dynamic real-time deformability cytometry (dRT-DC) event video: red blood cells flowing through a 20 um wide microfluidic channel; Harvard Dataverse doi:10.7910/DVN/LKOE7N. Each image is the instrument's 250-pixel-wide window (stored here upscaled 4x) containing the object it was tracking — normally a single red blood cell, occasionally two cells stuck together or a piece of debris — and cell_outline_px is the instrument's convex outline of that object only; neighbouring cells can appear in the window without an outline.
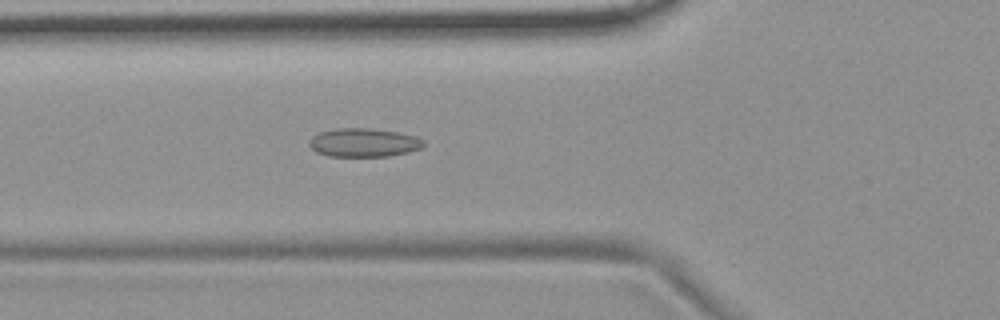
{"species": "common noctule bat (a hibernating species)", "species_latin": "Nyctalus noctula", "temperature_condition": "room temperature", "stored_images_in_passage": 55, "camera_frame_rate_fps": 3000, "um_per_image_px": 0.085, "animal": {"sex": "female", "body_mass_g": 19.9}, "frame": {"image": 1, "passage_image": 20, "time_ms": 6.333, "image_size_px": [1000, 320], "cell_outline_px": [[424, 148], [408, 152], [388, 156], [328, 156], [316, 152], [308, 144], [308, 140], [312, 136], [320, 132], [336, 128], [372, 128], [396, 132], [416, 136], [424, 140]], "centroid_in_image_um": [30.92, 12.12], "position_along_channel_um": 94.9, "area_um2": 19.19}}
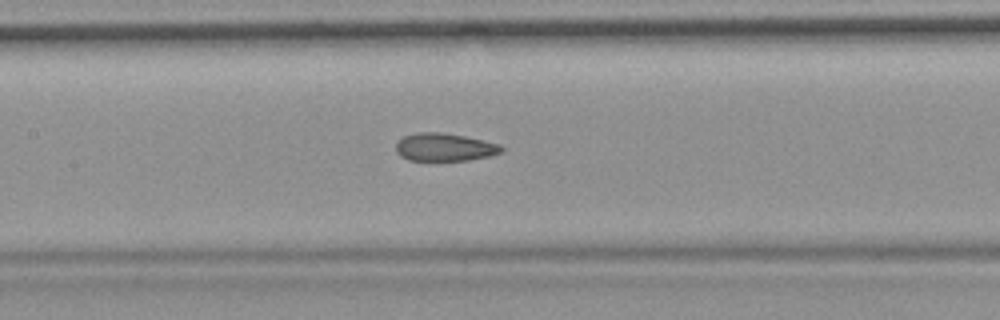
{"frame": {"image": 2, "passage_image": 26, "time_ms": 8.333, "image_size_px": [1000, 320], "cell_outline_px": [[504, 152], [488, 156], [468, 160], [408, 160], [400, 156], [396, 152], [396, 140], [404, 136], [416, 132], [444, 132], [464, 136], [500, 144], [504, 148]], "centroid_in_image_um": [37.77, 12.5], "position_along_channel_um": 169.6, "area_um2": 17.28}}
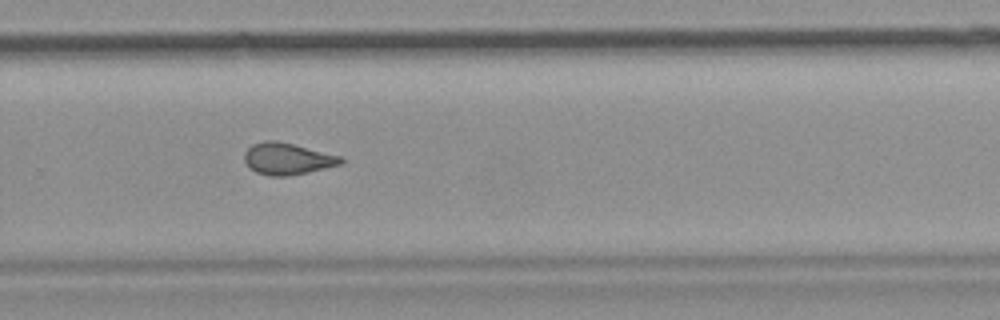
{"frame": {"image": 3, "passage_image": 37, "time_ms": 12.0, "image_size_px": [1000, 320], "cell_outline_px": [[344, 160], [340, 164], [308, 172], [288, 176], [268, 176], [256, 172], [244, 160], [244, 152], [252, 144], [264, 140], [276, 140], [340, 156]], "centroid_in_image_um": [24.39, 13.49], "position_along_channel_um": 305.4, "area_um2": 17.57}, "authors_computed_cell_mechanics": {"area_um2": 18.207, "velocity_mm_per_s": 3.7134, "shape_relaxation_time_tau1_ms": null, "shape_relaxation_time_tau2_ms": 2.1086, "deformation_change_tau1": null, "deformation_change_tau2": 0.0813}}